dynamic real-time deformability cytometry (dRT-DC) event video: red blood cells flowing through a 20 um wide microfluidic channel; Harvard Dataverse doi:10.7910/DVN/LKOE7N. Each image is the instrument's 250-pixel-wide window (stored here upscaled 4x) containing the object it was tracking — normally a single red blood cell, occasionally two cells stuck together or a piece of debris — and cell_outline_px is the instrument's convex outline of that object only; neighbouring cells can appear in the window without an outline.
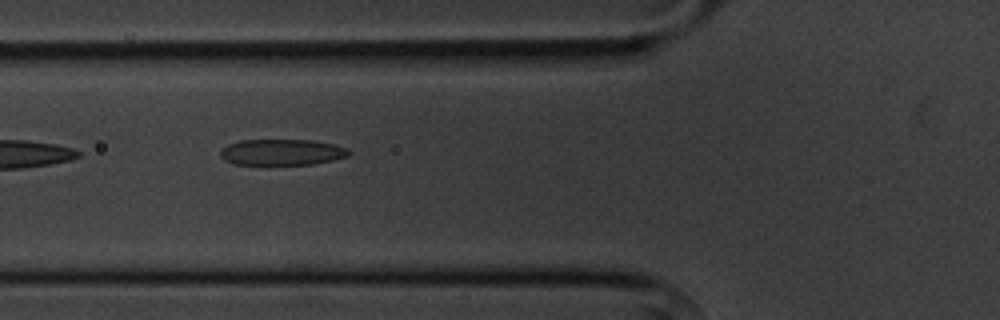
{"species": "common noctule bat (a hibernating species)", "species_latin": "Nyctalus noctula", "temperature_condition": "cold", "stored_images_in_passage": 7, "camera_frame_rate_fps": 3000, "um_per_image_px": 0.085, "animal": {"sex": "male", "body_mass_g": 20.1, "forearm_length_mm": 53.5}, "frame": {"image": 1, "passage_image": 6, "time_ms": 6.0, "image_size_px": [1000, 320], "cell_outline_px": [[352, 152], [348, 156], [332, 160], [312, 164], [232, 164], [224, 160], [220, 156], [220, 152], [228, 144], [240, 140], [312, 140], [336, 144], [348, 148]], "centroid_in_image_um": [23.99, 12.93], "position_along_channel_um": 101.8, "area_um2": 19.54}}